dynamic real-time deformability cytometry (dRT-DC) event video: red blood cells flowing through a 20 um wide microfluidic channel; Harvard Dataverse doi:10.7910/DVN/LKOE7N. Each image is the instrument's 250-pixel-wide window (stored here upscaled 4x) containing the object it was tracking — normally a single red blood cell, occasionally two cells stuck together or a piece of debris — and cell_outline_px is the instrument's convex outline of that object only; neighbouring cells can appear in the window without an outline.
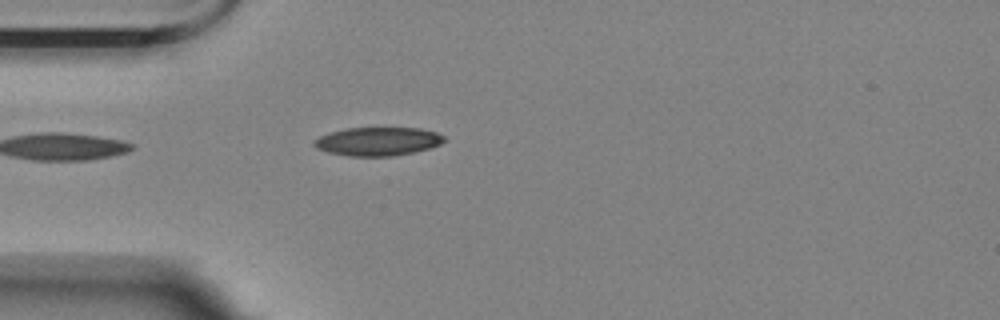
{"species": "Egyptian fruit bat (a non-hibernating species)", "species_latin": "Rousettus aegyptiacus", "temperature_condition": "room temperature", "stored_images_in_passage": 6, "camera_frame_rate_fps": 3000, "um_per_image_px": 0.085, "animal": {"sex": "female"}, "frame": {"image": 1, "passage_image": 1, "time_ms": 0.0, "image_size_px": [1000, 320], "cell_outline_px": [[448, 140], [432, 148], [392, 156], [348, 156], [328, 152], [316, 148], [312, 144], [312, 140], [328, 132], [348, 128], [420, 128], [436, 132], [444, 136]], "centroid_in_image_um": [32.11, 12.02], "position_along_channel_um": 52.9, "area_um2": 21.79}}